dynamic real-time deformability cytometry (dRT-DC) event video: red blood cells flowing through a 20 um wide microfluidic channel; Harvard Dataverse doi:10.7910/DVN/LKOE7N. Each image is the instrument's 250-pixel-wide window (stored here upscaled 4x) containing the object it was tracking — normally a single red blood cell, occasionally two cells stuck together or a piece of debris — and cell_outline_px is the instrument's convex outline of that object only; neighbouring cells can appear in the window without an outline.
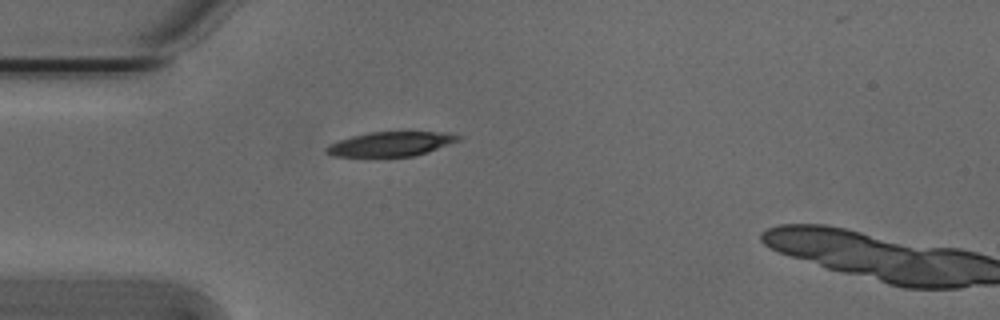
{"species": "Egyptian fruit bat (a non-hibernating species)", "species_latin": "Rousettus aegyptiacus", "temperature_condition": "cold", "stored_images_in_passage": 3, "camera_frame_rate_fps": 3000, "um_per_image_px": 0.085, "animal": {"sex": "male"}, "frame": {"image": 1, "passage_image": 1, "time_ms": 0.0, "image_size_px": [1000, 320], "cell_outline_px": [[460, 140], [428, 152], [416, 156], [332, 156], [324, 152], [324, 148], [328, 144], [336, 140], [368, 132], [448, 132], [460, 136]], "centroid_in_image_um": [33.17, 12.23], "position_along_channel_um": 51.8, "area_um2": 18.9}}